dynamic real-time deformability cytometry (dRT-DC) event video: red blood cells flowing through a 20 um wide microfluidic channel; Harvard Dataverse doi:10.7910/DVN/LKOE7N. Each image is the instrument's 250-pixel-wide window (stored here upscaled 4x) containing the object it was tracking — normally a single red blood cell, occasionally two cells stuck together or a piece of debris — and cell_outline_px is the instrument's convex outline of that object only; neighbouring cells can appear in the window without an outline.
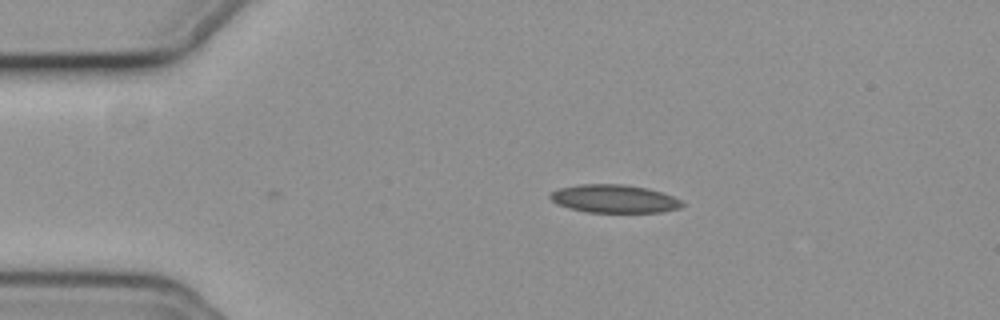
{"species": "common noctule bat (a hibernating species)", "species_latin": "Nyctalus noctula", "temperature_condition": "cold", "stored_images_in_passage": 2, "camera_frame_rate_fps": 3000, "um_per_image_px": 0.085, "animal": {"sex": "female", "body_mass_g": 19.3, "forearm_length_mm": 54.1}, "frame": {"image": 1, "passage_image": 2, "time_ms": 0.333, "image_size_px": [1000, 320], "cell_outline_px": [[684, 204], [680, 208], [660, 212], [588, 212], [572, 208], [560, 204], [552, 200], [548, 196], [552, 192], [560, 188], [580, 184], [624, 184], [648, 188], [672, 196], [680, 200]], "centroid_in_image_um": [52.23, 16.89], "position_along_channel_um": 32.8, "area_um2": 21.33}}